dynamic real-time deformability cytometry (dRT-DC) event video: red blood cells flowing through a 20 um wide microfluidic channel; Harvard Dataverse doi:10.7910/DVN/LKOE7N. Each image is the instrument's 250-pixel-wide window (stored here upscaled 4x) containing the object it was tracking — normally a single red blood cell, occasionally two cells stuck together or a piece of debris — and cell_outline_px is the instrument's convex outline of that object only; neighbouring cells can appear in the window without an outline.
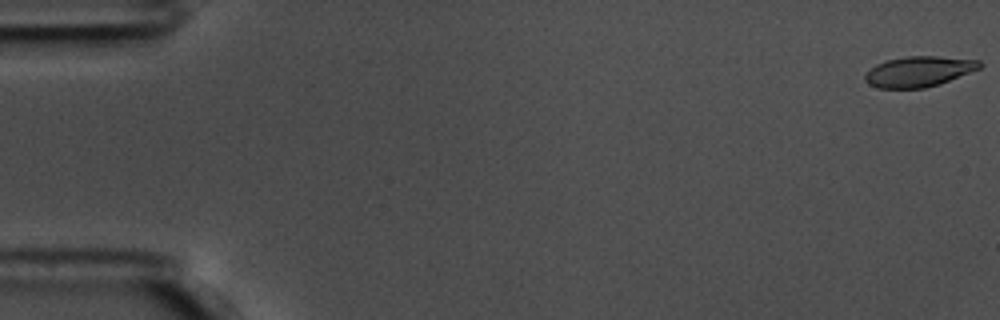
{"species": "common noctule bat (a hibernating species)", "species_latin": "Nyctalus noctula", "temperature_condition": "warm", "stored_images_in_passage": 11, "camera_frame_rate_fps": 3000, "um_per_image_px": 0.085, "animal": {"sex": "male", "body_mass_g": 17.5, "forearm_length_mm": 52.3}, "frame": {"image": 1, "passage_image": 1, "time_ms": 0.0, "image_size_px": [1000, 320], "cell_outline_px": [[984, 64], [980, 68], [940, 84], [924, 88], [880, 88], [868, 84], [864, 80], [864, 76], [876, 64], [888, 60], [908, 56], [936, 56], [980, 60]], "centroid_in_image_um": [78.12, 6.08], "position_along_channel_um": 6.9, "area_um2": 20.23}}